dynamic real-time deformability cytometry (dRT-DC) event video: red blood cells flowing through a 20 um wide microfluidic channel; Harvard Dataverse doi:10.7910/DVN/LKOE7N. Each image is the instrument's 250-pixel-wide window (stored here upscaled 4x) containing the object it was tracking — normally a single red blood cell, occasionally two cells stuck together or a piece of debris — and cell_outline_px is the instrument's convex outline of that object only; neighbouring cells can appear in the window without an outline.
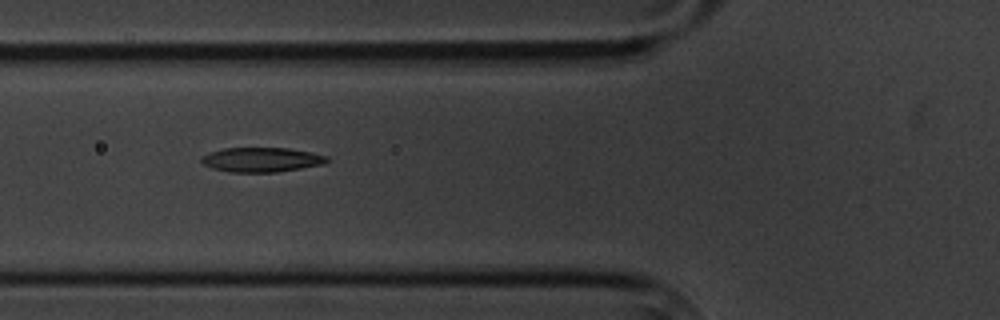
{"species": "common noctule bat (a hibernating species)", "species_latin": "Nyctalus noctula", "temperature_condition": "cold", "stored_images_in_passage": 12, "camera_frame_rate_fps": 3000, "um_per_image_px": 0.085, "animal": {"sex": "male", "body_mass_g": 20.1, "forearm_length_mm": 53.5}, "frame": {"image": 1, "passage_image": 6, "time_ms": 6.667, "image_size_px": [1000, 320], "cell_outline_px": [[328, 160], [324, 164], [276, 172], [228, 172], [212, 168], [204, 164], [200, 160], [200, 156], [208, 152], [224, 148], [288, 148], [328, 156]], "centroid_in_image_um": [22.17, 13.57], "position_along_channel_um": 103.6, "area_um2": 17.92}}
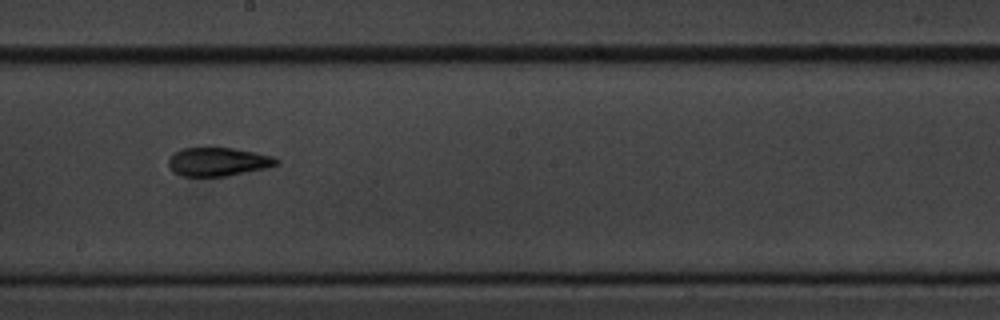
{"frame": {"image": 2, "passage_image": 9, "time_ms": 10.333, "image_size_px": [1000, 320], "cell_outline_px": [[280, 164], [268, 168], [228, 176], [184, 176], [176, 172], [168, 164], [168, 160], [180, 148], [232, 148], [272, 156], [280, 160]], "centroid_in_image_um": [18.6, 13.75], "position_along_channel_um": 229.6, "area_um2": 17.8}}
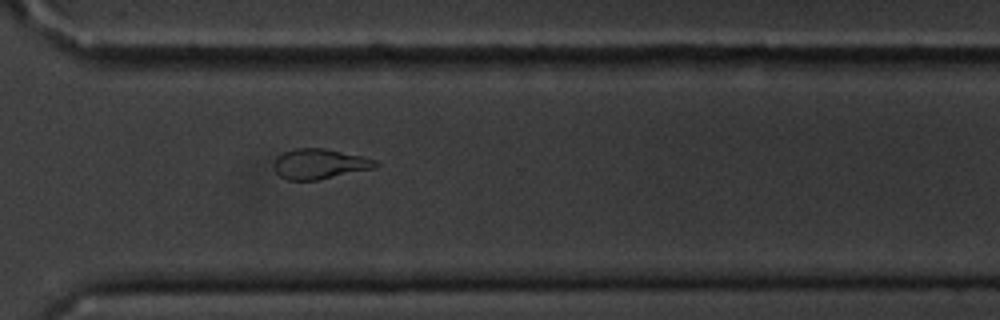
{"frame": {"image": 3, "passage_image": 12, "time_ms": 13.667, "image_size_px": [1000, 320], "cell_outline_px": [[380, 164], [376, 168], [316, 180], [288, 180], [280, 176], [276, 172], [272, 164], [276, 156], [284, 152], [296, 148], [324, 148], [360, 156], [376, 160]], "centroid_in_image_um": [27.14, 13.93], "position_along_channel_um": 343.5, "area_um2": 17.86}}